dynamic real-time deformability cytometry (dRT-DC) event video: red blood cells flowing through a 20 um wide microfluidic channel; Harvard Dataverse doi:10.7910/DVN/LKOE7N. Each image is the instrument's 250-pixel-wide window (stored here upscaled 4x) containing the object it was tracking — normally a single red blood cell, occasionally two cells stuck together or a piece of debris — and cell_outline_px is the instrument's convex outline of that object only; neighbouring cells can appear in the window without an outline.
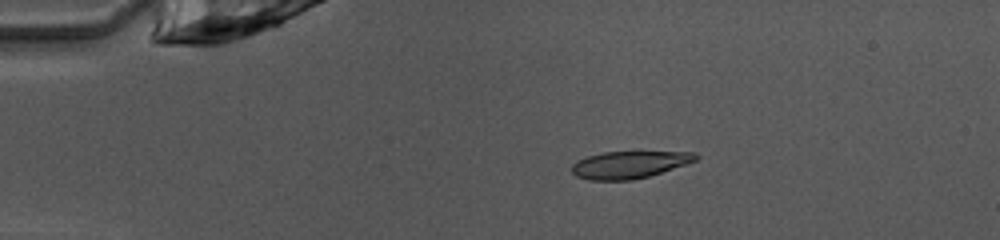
{"species": "common noctule bat (a hibernating species)", "species_latin": "Nyctalus noctula", "temperature_condition": "warm", "stored_images_in_passage": 41, "camera_frame_rate_fps": 3000, "um_per_image_px": 0.085, "animal": {"sex": "female", "body_mass_g": 10.0, "forearm_length_mm": 53.1}, "frame": {"image": 1, "passage_image": 2, "time_ms": 0.333, "image_size_px": [1000, 240], "cell_outline_px": [[700, 156], [696, 160], [648, 176], [632, 180], [588, 180], [576, 176], [572, 172], [572, 164], [576, 160], [588, 156], [604, 152], [696, 152]], "centroid_in_image_um": [53.45, 13.99], "position_along_channel_um": 31.6, "area_um2": 19.42}}
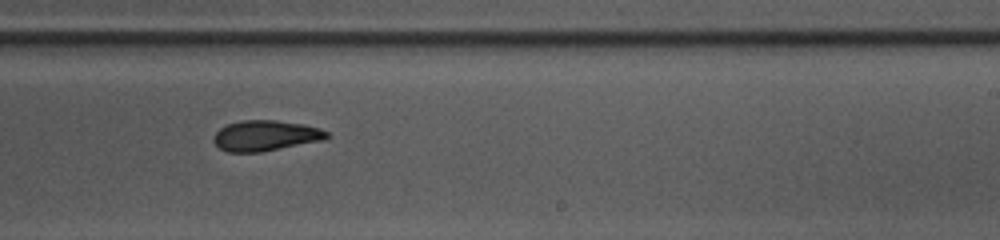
{"frame": {"image": 2, "passage_image": 23, "time_ms": 7.333, "image_size_px": [1000, 240], "cell_outline_px": [[328, 136], [324, 140], [260, 152], [228, 152], [220, 148], [212, 140], [212, 136], [220, 128], [228, 124], [244, 120], [276, 120], [304, 124], [320, 128], [328, 132]], "centroid_in_image_um": [22.56, 11.53], "position_along_channel_um": 266.4, "area_um2": 20.11}}
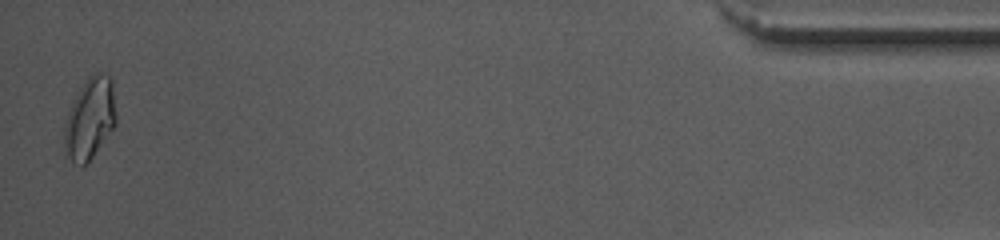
{"frame": {"image": 3, "passage_image": 41, "time_ms": 13.333, "image_size_px": [1000, 240], "cell_outline_px": [[116, 124], [92, 156], [84, 164], [72, 164], [68, 156], [64, 144], [64, 124], [68, 112], [76, 92], [88, 76], [96, 72], [100, 72], [108, 76], [112, 80], [116, 116]], "centroid_in_image_um": [7.63, 10.03], "position_along_channel_um": 427.6, "area_um2": 24.39}, "authors_computed_cell_mechanics": {"area_um2": 20.5768, "velocity_mm_per_s": 4.0411, "shape_relaxation_time_tau1_ms": 7.1358, "shape_relaxation_time_tau2_ms": 4.3536, "deformation_change_tau1": 0.1883, "deformation_change_tau2": 0.1009}}